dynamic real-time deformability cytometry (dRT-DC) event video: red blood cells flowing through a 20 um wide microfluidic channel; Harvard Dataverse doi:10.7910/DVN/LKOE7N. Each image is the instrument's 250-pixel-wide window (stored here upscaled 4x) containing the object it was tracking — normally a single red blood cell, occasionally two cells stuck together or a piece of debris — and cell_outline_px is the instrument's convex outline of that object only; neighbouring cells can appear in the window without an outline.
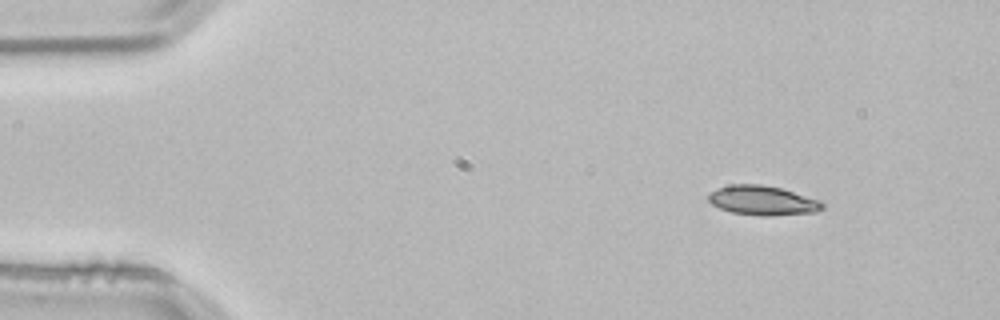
{"species": "common noctule bat (a hibernating species)", "species_latin": "Nyctalus noctula", "temperature_condition": "room temperature", "stored_images_in_passage": 3, "camera_frame_rate_fps": 3000, "um_per_image_px": 0.085, "animal": {"sex": "male", "body_mass_g": 21.5, "forearm_length_mm": 52.0}, "frame": {"image": 1, "passage_image": 1, "time_ms": 0.0, "image_size_px": [1000, 320], "cell_outline_px": [[824, 208], [816, 212], [768, 216], [764, 216], [732, 212], [720, 208], [712, 204], [708, 200], [708, 196], [716, 188], [732, 184], [760, 184], [780, 188], [820, 200], [824, 204]], "centroid_in_image_um": [64.83, 17.04], "position_along_channel_um": 20.2, "area_um2": 19.42}}
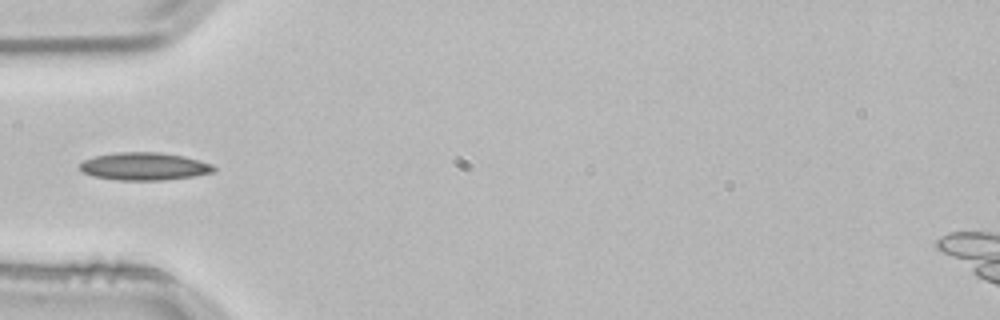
{"frame": {"image": 2, "passage_image": 3, "time_ms": 0.667, "image_size_px": [1000, 320], "cell_outline_px": [[216, 172], [192, 176], [164, 180], [116, 180], [92, 176], [84, 172], [80, 168], [80, 164], [84, 160], [96, 156], [116, 152], [160, 152], [184, 156], [212, 164], [216, 168]], "centroid_in_image_um": [12.28, 14.14], "position_along_channel_um": 72.7, "area_um2": 21.62}}